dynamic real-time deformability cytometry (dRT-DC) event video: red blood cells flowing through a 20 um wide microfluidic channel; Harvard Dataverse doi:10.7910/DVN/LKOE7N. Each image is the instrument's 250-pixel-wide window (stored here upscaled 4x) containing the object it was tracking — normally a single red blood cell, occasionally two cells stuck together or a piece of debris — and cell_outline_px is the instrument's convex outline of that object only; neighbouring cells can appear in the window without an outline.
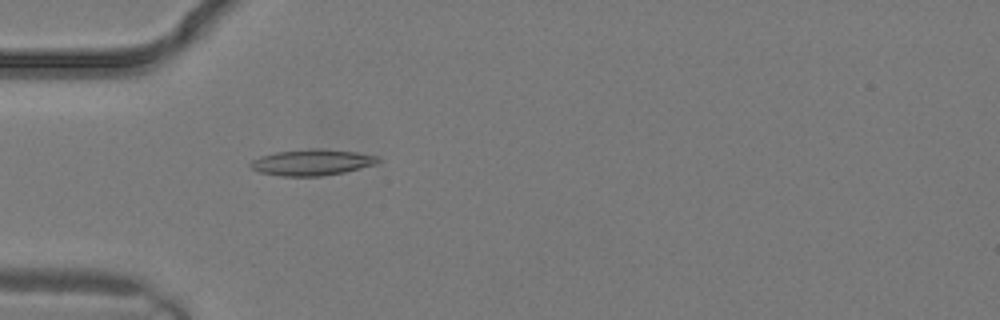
{"species": "common noctule bat (a hibernating species)", "species_latin": "Nyctalus noctula", "temperature_condition": "warm", "stored_images_in_passage": 2, "camera_frame_rate_fps": 3000, "um_per_image_px": 0.085, "animal": {"sex": "male", "body_mass_g": 19.2, "forearm_length_mm": 51.8}, "frame": {"image": 1, "passage_image": 2, "time_ms": 0.333, "image_size_px": [1000, 320], "cell_outline_px": [[380, 160], [376, 164], [344, 172], [320, 176], [284, 176], [260, 172], [252, 168], [248, 164], [252, 160], [260, 156], [276, 152], [308, 148], [320, 148], [356, 152], [376, 156]], "centroid_in_image_um": [26.5, 13.79], "position_along_channel_um": 58.5, "area_um2": 19.31}}